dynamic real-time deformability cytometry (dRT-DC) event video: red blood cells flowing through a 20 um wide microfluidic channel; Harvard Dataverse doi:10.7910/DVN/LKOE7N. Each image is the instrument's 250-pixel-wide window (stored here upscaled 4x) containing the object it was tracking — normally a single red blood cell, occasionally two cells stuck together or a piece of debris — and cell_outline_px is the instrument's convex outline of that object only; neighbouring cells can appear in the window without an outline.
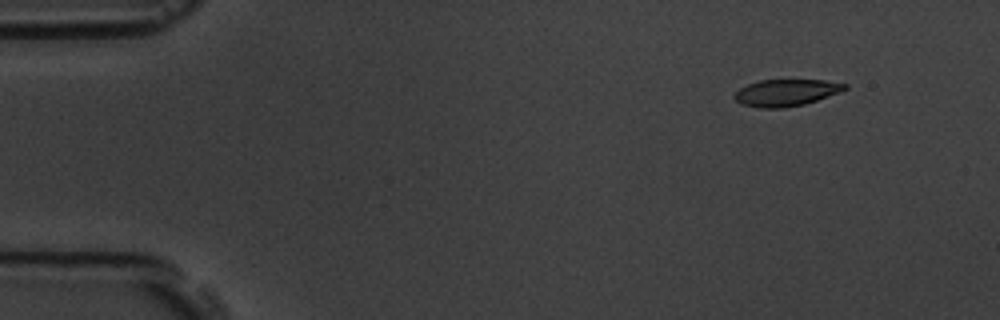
{"species": "common noctule bat (a hibernating species)", "species_latin": "Nyctalus noctula", "temperature_condition": "room temperature", "stored_images_in_passage": 5, "camera_frame_rate_fps": 3000, "um_per_image_px": 0.085, "animal": {"sex": "male", "body_mass_g": 19.5, "forearm_length_mm": 54.6}, "frame": {"image": 1, "passage_image": 1, "time_ms": 0.0, "image_size_px": [1000, 320], "cell_outline_px": [[848, 88], [840, 92], [804, 104], [780, 108], [760, 108], [744, 104], [736, 100], [732, 96], [740, 88], [748, 84], [760, 80], [824, 80], [848, 84]], "centroid_in_image_um": [66.83, 7.87], "position_along_channel_um": 18.2, "area_um2": 17.05}}
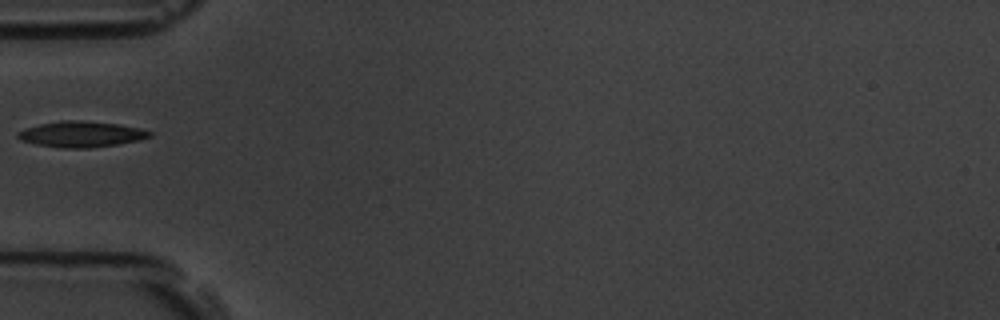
{"frame": {"image": 2, "passage_image": 4, "time_ms": 4.333, "image_size_px": [1000, 320], "cell_outline_px": [[152, 136], [140, 140], [116, 144], [88, 148], [60, 148], [36, 144], [20, 140], [16, 136], [16, 132], [24, 128], [40, 124], [60, 120], [80, 120], [120, 124], [140, 128], [152, 132]], "centroid_in_image_um": [6.88, 11.4], "position_along_channel_um": 78.1, "area_um2": 20.0}}
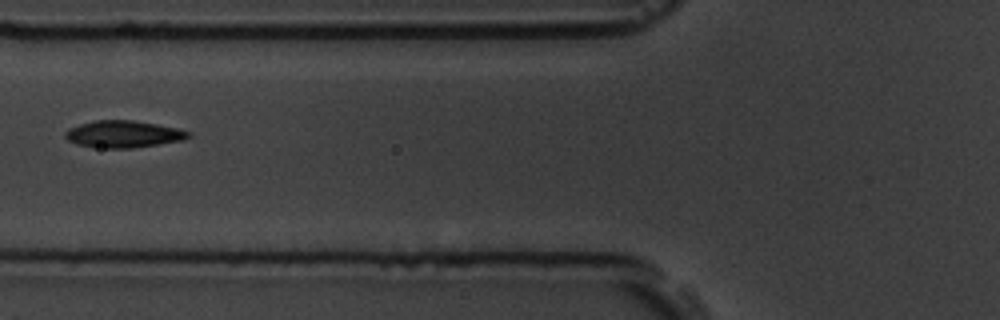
{"frame": {"image": 3, "passage_image": 5, "time_ms": 5.333, "image_size_px": [1000, 320], "cell_outline_px": [[192, 136], [184, 140], [132, 148], [92, 148], [76, 144], [68, 140], [64, 136], [64, 132], [68, 128], [80, 124], [96, 120], [132, 120], [156, 124], [176, 128], [192, 132]], "centroid_in_image_um": [10.47, 11.41], "position_along_channel_um": 115.3, "area_um2": 19.54}}